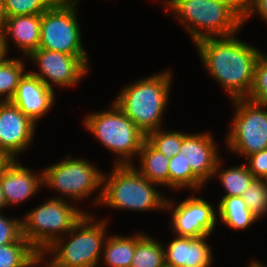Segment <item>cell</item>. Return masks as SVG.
<instances>
[{
    "mask_svg": "<svg viewBox=\"0 0 267 267\" xmlns=\"http://www.w3.org/2000/svg\"><path fill=\"white\" fill-rule=\"evenodd\" d=\"M194 46L201 64L227 91L231 100L249 96L261 50L238 39L235 34L206 38Z\"/></svg>",
    "mask_w": 267,
    "mask_h": 267,
    "instance_id": "1",
    "label": "cell"
},
{
    "mask_svg": "<svg viewBox=\"0 0 267 267\" xmlns=\"http://www.w3.org/2000/svg\"><path fill=\"white\" fill-rule=\"evenodd\" d=\"M172 72L158 74L129 83L116 96L117 107L145 134L162 128V115L167 109Z\"/></svg>",
    "mask_w": 267,
    "mask_h": 267,
    "instance_id": "2",
    "label": "cell"
},
{
    "mask_svg": "<svg viewBox=\"0 0 267 267\" xmlns=\"http://www.w3.org/2000/svg\"><path fill=\"white\" fill-rule=\"evenodd\" d=\"M155 187L157 184L146 179L136 165H114L109 175L104 173L100 205L118 210L164 211L168 196Z\"/></svg>",
    "mask_w": 267,
    "mask_h": 267,
    "instance_id": "3",
    "label": "cell"
},
{
    "mask_svg": "<svg viewBox=\"0 0 267 267\" xmlns=\"http://www.w3.org/2000/svg\"><path fill=\"white\" fill-rule=\"evenodd\" d=\"M94 220L95 217L86 212L71 231L43 253L53 255L50 259L58 267H98L107 238L108 220Z\"/></svg>",
    "mask_w": 267,
    "mask_h": 267,
    "instance_id": "4",
    "label": "cell"
},
{
    "mask_svg": "<svg viewBox=\"0 0 267 267\" xmlns=\"http://www.w3.org/2000/svg\"><path fill=\"white\" fill-rule=\"evenodd\" d=\"M83 121L85 129L117 155L114 165L135 164L134 157L138 156L146 134L114 102L106 111L90 113Z\"/></svg>",
    "mask_w": 267,
    "mask_h": 267,
    "instance_id": "5",
    "label": "cell"
},
{
    "mask_svg": "<svg viewBox=\"0 0 267 267\" xmlns=\"http://www.w3.org/2000/svg\"><path fill=\"white\" fill-rule=\"evenodd\" d=\"M24 215L23 237L39 253H43L57 239L71 231L85 212L68 200L53 197Z\"/></svg>",
    "mask_w": 267,
    "mask_h": 267,
    "instance_id": "6",
    "label": "cell"
},
{
    "mask_svg": "<svg viewBox=\"0 0 267 267\" xmlns=\"http://www.w3.org/2000/svg\"><path fill=\"white\" fill-rule=\"evenodd\" d=\"M171 13L188 30L194 44L206 38L238 34L243 26L228 6L216 0H184Z\"/></svg>",
    "mask_w": 267,
    "mask_h": 267,
    "instance_id": "7",
    "label": "cell"
},
{
    "mask_svg": "<svg viewBox=\"0 0 267 267\" xmlns=\"http://www.w3.org/2000/svg\"><path fill=\"white\" fill-rule=\"evenodd\" d=\"M41 171L43 172V185L63 195L55 198L69 199L70 197V201L79 202L84 198L87 199L97 189L98 196L94 199L93 205L100 206L104 173L88 160L67 155L64 160Z\"/></svg>",
    "mask_w": 267,
    "mask_h": 267,
    "instance_id": "8",
    "label": "cell"
},
{
    "mask_svg": "<svg viewBox=\"0 0 267 267\" xmlns=\"http://www.w3.org/2000/svg\"><path fill=\"white\" fill-rule=\"evenodd\" d=\"M232 102L235 112L226 136L227 148L244 159L267 149V105L247 98Z\"/></svg>",
    "mask_w": 267,
    "mask_h": 267,
    "instance_id": "9",
    "label": "cell"
},
{
    "mask_svg": "<svg viewBox=\"0 0 267 267\" xmlns=\"http://www.w3.org/2000/svg\"><path fill=\"white\" fill-rule=\"evenodd\" d=\"M77 4L75 0H60L42 13L39 48L73 56H88L81 41Z\"/></svg>",
    "mask_w": 267,
    "mask_h": 267,
    "instance_id": "10",
    "label": "cell"
},
{
    "mask_svg": "<svg viewBox=\"0 0 267 267\" xmlns=\"http://www.w3.org/2000/svg\"><path fill=\"white\" fill-rule=\"evenodd\" d=\"M26 60L33 62L39 69V72H30L53 90V85L73 88L90 67L89 56H73L42 48L35 50Z\"/></svg>",
    "mask_w": 267,
    "mask_h": 267,
    "instance_id": "11",
    "label": "cell"
},
{
    "mask_svg": "<svg viewBox=\"0 0 267 267\" xmlns=\"http://www.w3.org/2000/svg\"><path fill=\"white\" fill-rule=\"evenodd\" d=\"M172 199L167 198L165 210L170 211L171 230L178 237L197 238L201 236H209L216 229L217 215L215 208L206 200L189 196L181 201L178 205H174Z\"/></svg>",
    "mask_w": 267,
    "mask_h": 267,
    "instance_id": "12",
    "label": "cell"
},
{
    "mask_svg": "<svg viewBox=\"0 0 267 267\" xmlns=\"http://www.w3.org/2000/svg\"><path fill=\"white\" fill-rule=\"evenodd\" d=\"M36 125L11 101H0V153L7 160L18 159L30 148Z\"/></svg>",
    "mask_w": 267,
    "mask_h": 267,
    "instance_id": "13",
    "label": "cell"
},
{
    "mask_svg": "<svg viewBox=\"0 0 267 267\" xmlns=\"http://www.w3.org/2000/svg\"><path fill=\"white\" fill-rule=\"evenodd\" d=\"M212 136L210 132L194 134L182 132L181 150L178 153L186 167H190L192 173L204 185L213 179L217 162L221 157Z\"/></svg>",
    "mask_w": 267,
    "mask_h": 267,
    "instance_id": "14",
    "label": "cell"
},
{
    "mask_svg": "<svg viewBox=\"0 0 267 267\" xmlns=\"http://www.w3.org/2000/svg\"><path fill=\"white\" fill-rule=\"evenodd\" d=\"M18 160H6L0 167V183L8 207L34 197L43 187V172L36 175Z\"/></svg>",
    "mask_w": 267,
    "mask_h": 267,
    "instance_id": "15",
    "label": "cell"
},
{
    "mask_svg": "<svg viewBox=\"0 0 267 267\" xmlns=\"http://www.w3.org/2000/svg\"><path fill=\"white\" fill-rule=\"evenodd\" d=\"M55 91L45 85L30 70L24 74L10 100L34 123L43 118L55 103Z\"/></svg>",
    "mask_w": 267,
    "mask_h": 267,
    "instance_id": "16",
    "label": "cell"
},
{
    "mask_svg": "<svg viewBox=\"0 0 267 267\" xmlns=\"http://www.w3.org/2000/svg\"><path fill=\"white\" fill-rule=\"evenodd\" d=\"M207 237L174 236L167 247L164 246L165 264L171 267H211L213 254Z\"/></svg>",
    "mask_w": 267,
    "mask_h": 267,
    "instance_id": "17",
    "label": "cell"
},
{
    "mask_svg": "<svg viewBox=\"0 0 267 267\" xmlns=\"http://www.w3.org/2000/svg\"><path fill=\"white\" fill-rule=\"evenodd\" d=\"M42 14L35 15H17L7 17L4 30L0 36L4 45L9 51V38L14 46L28 58L35 50L39 48L40 26Z\"/></svg>",
    "mask_w": 267,
    "mask_h": 267,
    "instance_id": "18",
    "label": "cell"
},
{
    "mask_svg": "<svg viewBox=\"0 0 267 267\" xmlns=\"http://www.w3.org/2000/svg\"><path fill=\"white\" fill-rule=\"evenodd\" d=\"M140 159L139 169L146 179L157 185L169 188V159L156 150L146 139L138 154Z\"/></svg>",
    "mask_w": 267,
    "mask_h": 267,
    "instance_id": "19",
    "label": "cell"
},
{
    "mask_svg": "<svg viewBox=\"0 0 267 267\" xmlns=\"http://www.w3.org/2000/svg\"><path fill=\"white\" fill-rule=\"evenodd\" d=\"M136 248V234L130 236L110 235L104 243L102 257L104 266L130 267Z\"/></svg>",
    "mask_w": 267,
    "mask_h": 267,
    "instance_id": "20",
    "label": "cell"
},
{
    "mask_svg": "<svg viewBox=\"0 0 267 267\" xmlns=\"http://www.w3.org/2000/svg\"><path fill=\"white\" fill-rule=\"evenodd\" d=\"M217 210L220 220L232 229L244 230L259 221L241 196L222 197Z\"/></svg>",
    "mask_w": 267,
    "mask_h": 267,
    "instance_id": "21",
    "label": "cell"
},
{
    "mask_svg": "<svg viewBox=\"0 0 267 267\" xmlns=\"http://www.w3.org/2000/svg\"><path fill=\"white\" fill-rule=\"evenodd\" d=\"M222 162L221 157L217 162L213 177H218L225 189L226 192L223 197L242 196L255 177L248 170L246 164L223 169L221 167Z\"/></svg>",
    "mask_w": 267,
    "mask_h": 267,
    "instance_id": "22",
    "label": "cell"
},
{
    "mask_svg": "<svg viewBox=\"0 0 267 267\" xmlns=\"http://www.w3.org/2000/svg\"><path fill=\"white\" fill-rule=\"evenodd\" d=\"M164 246L147 234H136V248L130 267H164Z\"/></svg>",
    "mask_w": 267,
    "mask_h": 267,
    "instance_id": "23",
    "label": "cell"
},
{
    "mask_svg": "<svg viewBox=\"0 0 267 267\" xmlns=\"http://www.w3.org/2000/svg\"><path fill=\"white\" fill-rule=\"evenodd\" d=\"M38 251L22 237L0 246V267H36Z\"/></svg>",
    "mask_w": 267,
    "mask_h": 267,
    "instance_id": "24",
    "label": "cell"
},
{
    "mask_svg": "<svg viewBox=\"0 0 267 267\" xmlns=\"http://www.w3.org/2000/svg\"><path fill=\"white\" fill-rule=\"evenodd\" d=\"M27 72L20 58H8L0 64V101H10L15 95L20 79Z\"/></svg>",
    "mask_w": 267,
    "mask_h": 267,
    "instance_id": "25",
    "label": "cell"
},
{
    "mask_svg": "<svg viewBox=\"0 0 267 267\" xmlns=\"http://www.w3.org/2000/svg\"><path fill=\"white\" fill-rule=\"evenodd\" d=\"M169 188L174 190L192 189L193 192L202 189L204 184L186 167L177 154L169 159Z\"/></svg>",
    "mask_w": 267,
    "mask_h": 267,
    "instance_id": "26",
    "label": "cell"
},
{
    "mask_svg": "<svg viewBox=\"0 0 267 267\" xmlns=\"http://www.w3.org/2000/svg\"><path fill=\"white\" fill-rule=\"evenodd\" d=\"M146 140L168 159L177 155L181 150L182 131H171L159 128L146 134Z\"/></svg>",
    "mask_w": 267,
    "mask_h": 267,
    "instance_id": "27",
    "label": "cell"
},
{
    "mask_svg": "<svg viewBox=\"0 0 267 267\" xmlns=\"http://www.w3.org/2000/svg\"><path fill=\"white\" fill-rule=\"evenodd\" d=\"M241 197L257 219L267 215V179L255 178Z\"/></svg>",
    "mask_w": 267,
    "mask_h": 267,
    "instance_id": "28",
    "label": "cell"
},
{
    "mask_svg": "<svg viewBox=\"0 0 267 267\" xmlns=\"http://www.w3.org/2000/svg\"><path fill=\"white\" fill-rule=\"evenodd\" d=\"M60 0H3L7 17L17 15H35L54 7Z\"/></svg>",
    "mask_w": 267,
    "mask_h": 267,
    "instance_id": "29",
    "label": "cell"
},
{
    "mask_svg": "<svg viewBox=\"0 0 267 267\" xmlns=\"http://www.w3.org/2000/svg\"><path fill=\"white\" fill-rule=\"evenodd\" d=\"M247 99L267 105V54H260L254 74V83Z\"/></svg>",
    "mask_w": 267,
    "mask_h": 267,
    "instance_id": "30",
    "label": "cell"
},
{
    "mask_svg": "<svg viewBox=\"0 0 267 267\" xmlns=\"http://www.w3.org/2000/svg\"><path fill=\"white\" fill-rule=\"evenodd\" d=\"M22 237V219H10L0 212V246L15 243Z\"/></svg>",
    "mask_w": 267,
    "mask_h": 267,
    "instance_id": "31",
    "label": "cell"
},
{
    "mask_svg": "<svg viewBox=\"0 0 267 267\" xmlns=\"http://www.w3.org/2000/svg\"><path fill=\"white\" fill-rule=\"evenodd\" d=\"M247 168L255 178L267 179V149L245 158Z\"/></svg>",
    "mask_w": 267,
    "mask_h": 267,
    "instance_id": "32",
    "label": "cell"
},
{
    "mask_svg": "<svg viewBox=\"0 0 267 267\" xmlns=\"http://www.w3.org/2000/svg\"><path fill=\"white\" fill-rule=\"evenodd\" d=\"M253 14H257L263 21L267 22V0H250L243 23L247 22Z\"/></svg>",
    "mask_w": 267,
    "mask_h": 267,
    "instance_id": "33",
    "label": "cell"
},
{
    "mask_svg": "<svg viewBox=\"0 0 267 267\" xmlns=\"http://www.w3.org/2000/svg\"><path fill=\"white\" fill-rule=\"evenodd\" d=\"M216 1L228 6L242 21H244L250 0H216Z\"/></svg>",
    "mask_w": 267,
    "mask_h": 267,
    "instance_id": "34",
    "label": "cell"
},
{
    "mask_svg": "<svg viewBox=\"0 0 267 267\" xmlns=\"http://www.w3.org/2000/svg\"><path fill=\"white\" fill-rule=\"evenodd\" d=\"M46 258H47V255H46V254H44V253H38V255H37V265H39V267H40V265H41V263H42V265H43L44 267H58V266H57L56 264H54L51 260H50V262L47 260L48 263L43 264V262L46 261ZM44 259H45V260H44Z\"/></svg>",
    "mask_w": 267,
    "mask_h": 267,
    "instance_id": "35",
    "label": "cell"
},
{
    "mask_svg": "<svg viewBox=\"0 0 267 267\" xmlns=\"http://www.w3.org/2000/svg\"><path fill=\"white\" fill-rule=\"evenodd\" d=\"M5 22H6V15L4 12V4L3 0H0V36L2 35V32L4 30Z\"/></svg>",
    "mask_w": 267,
    "mask_h": 267,
    "instance_id": "36",
    "label": "cell"
},
{
    "mask_svg": "<svg viewBox=\"0 0 267 267\" xmlns=\"http://www.w3.org/2000/svg\"><path fill=\"white\" fill-rule=\"evenodd\" d=\"M7 54H8L7 48L0 38V64H2L6 59H8Z\"/></svg>",
    "mask_w": 267,
    "mask_h": 267,
    "instance_id": "37",
    "label": "cell"
},
{
    "mask_svg": "<svg viewBox=\"0 0 267 267\" xmlns=\"http://www.w3.org/2000/svg\"><path fill=\"white\" fill-rule=\"evenodd\" d=\"M182 1L184 0H163L164 6L168 7L166 9H169L170 11H172Z\"/></svg>",
    "mask_w": 267,
    "mask_h": 267,
    "instance_id": "38",
    "label": "cell"
},
{
    "mask_svg": "<svg viewBox=\"0 0 267 267\" xmlns=\"http://www.w3.org/2000/svg\"><path fill=\"white\" fill-rule=\"evenodd\" d=\"M6 207H7V202L5 200L4 193L2 191V186H1V183H0V211L2 212V210L4 208H6Z\"/></svg>",
    "mask_w": 267,
    "mask_h": 267,
    "instance_id": "39",
    "label": "cell"
},
{
    "mask_svg": "<svg viewBox=\"0 0 267 267\" xmlns=\"http://www.w3.org/2000/svg\"><path fill=\"white\" fill-rule=\"evenodd\" d=\"M248 267H267V265L265 263L263 264L261 261H256L254 259L250 264H248Z\"/></svg>",
    "mask_w": 267,
    "mask_h": 267,
    "instance_id": "40",
    "label": "cell"
},
{
    "mask_svg": "<svg viewBox=\"0 0 267 267\" xmlns=\"http://www.w3.org/2000/svg\"><path fill=\"white\" fill-rule=\"evenodd\" d=\"M7 159L0 153V167L3 165V163L6 161Z\"/></svg>",
    "mask_w": 267,
    "mask_h": 267,
    "instance_id": "41",
    "label": "cell"
}]
</instances>
